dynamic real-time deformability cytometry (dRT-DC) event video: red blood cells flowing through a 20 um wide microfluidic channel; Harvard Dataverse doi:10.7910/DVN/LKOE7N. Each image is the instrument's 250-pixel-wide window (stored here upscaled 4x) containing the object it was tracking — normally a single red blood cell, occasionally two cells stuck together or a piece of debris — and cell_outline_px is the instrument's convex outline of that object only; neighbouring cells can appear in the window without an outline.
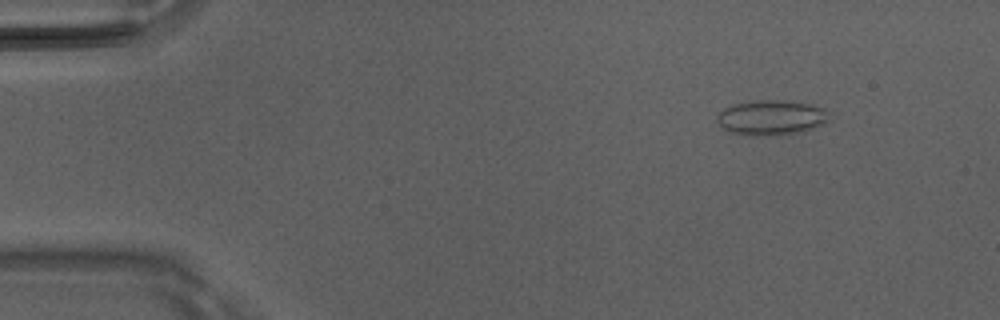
{"species": "Egyptian fruit bat (a non-hibernating species)", "species_latin": "Rousettus aegyptiacus", "temperature_condition": "room temperature", "stored_images_in_passage": 5, "camera_frame_rate_fps": 3000, "um_per_image_px": 0.085, "animal": {"sex": "male"}, "frame": {"image": 1, "passage_image": 1, "time_ms": 0.0, "image_size_px": [1000, 320], "cell_outline_px": [[832, 112], [828, 120], [824, 124], [800, 132], [772, 136], [752, 136], [732, 132], [724, 128], [716, 120], [716, 116], [724, 108], [732, 104], [756, 100], [788, 100], [808, 104], [824, 108]], "centroid_in_image_um": [65.59, 9.99], "position_along_channel_um": 19.4, "area_um2": 23.12}}